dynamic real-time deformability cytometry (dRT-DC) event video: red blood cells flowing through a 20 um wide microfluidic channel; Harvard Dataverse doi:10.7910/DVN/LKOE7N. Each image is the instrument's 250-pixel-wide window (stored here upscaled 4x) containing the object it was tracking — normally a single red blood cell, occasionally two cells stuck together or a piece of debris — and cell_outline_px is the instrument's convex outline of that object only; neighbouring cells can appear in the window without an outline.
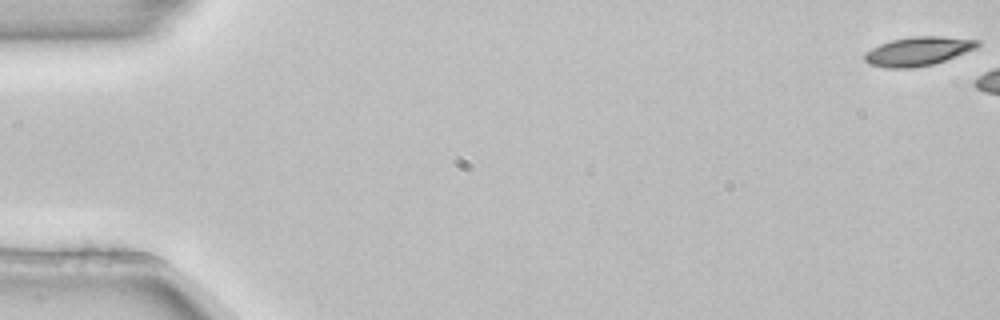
{"species": "common noctule bat (a hibernating species)", "species_latin": "Nyctalus noctula", "temperature_condition": "room temperature", "stored_images_in_passage": 3, "camera_frame_rate_fps": 3000, "um_per_image_px": 0.085, "animal": {"sex": "female", "body_mass_g": 22.7, "forearm_length_mm": 54.2}, "frame": {"image": 1, "passage_image": 1, "time_ms": 0.0, "image_size_px": [1000, 320], "cell_outline_px": [[980, 44], [976, 48], [944, 60], [932, 64], [912, 68], [888, 68], [868, 64], [864, 60], [864, 52], [880, 44], [892, 40], [912, 36], [940, 36], [980, 40]], "centroid_in_image_um": [78.0, 4.35], "position_along_channel_um": 7.0, "area_um2": 18.9}}